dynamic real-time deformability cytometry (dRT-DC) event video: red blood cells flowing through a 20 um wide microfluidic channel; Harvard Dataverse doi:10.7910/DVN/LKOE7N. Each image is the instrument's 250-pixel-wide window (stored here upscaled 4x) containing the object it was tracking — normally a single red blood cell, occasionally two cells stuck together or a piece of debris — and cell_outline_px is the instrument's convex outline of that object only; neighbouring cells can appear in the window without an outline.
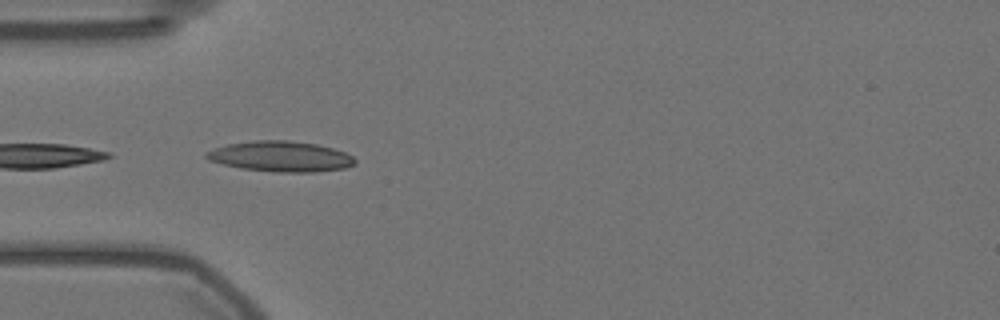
{"species": "Egyptian fruit bat (a non-hibernating species)", "species_latin": "Rousettus aegyptiacus", "temperature_condition": "warm", "stored_images_in_passage": 4, "camera_frame_rate_fps": 3000, "um_per_image_px": 0.085, "animal": {"sex": "female"}, "frame": {"image": 1, "passage_image": 1, "time_ms": 0.0, "image_size_px": [1000, 320], "cell_outline_px": [[356, 164], [344, 168], [312, 172], [276, 172], [240, 168], [208, 160], [204, 156], [204, 152], [212, 148], [228, 144], [252, 140], [288, 140], [316, 144], [332, 148], [344, 152], [352, 156], [356, 160]], "centroid_in_image_um": [23.81, 13.29], "position_along_channel_um": 61.2, "area_um2": 26.47}}